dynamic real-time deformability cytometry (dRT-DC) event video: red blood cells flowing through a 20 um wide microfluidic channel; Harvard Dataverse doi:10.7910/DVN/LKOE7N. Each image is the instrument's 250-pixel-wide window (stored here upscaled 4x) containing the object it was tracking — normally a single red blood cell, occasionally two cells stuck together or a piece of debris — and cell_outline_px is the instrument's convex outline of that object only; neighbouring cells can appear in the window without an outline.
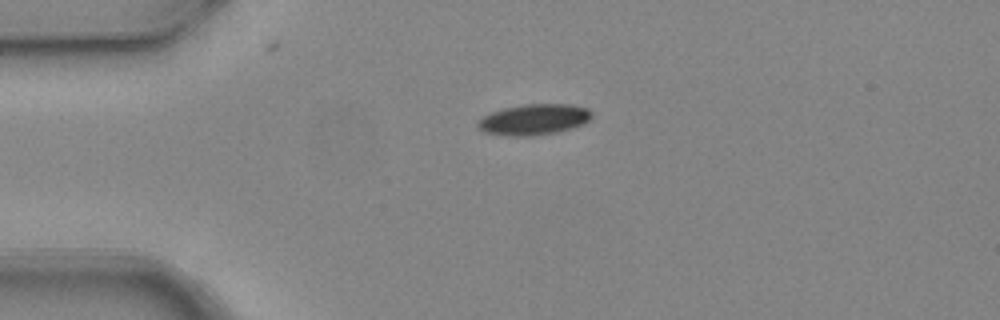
{"species": "common noctule bat (a hibernating species)", "species_latin": "Nyctalus noctula", "temperature_condition": "warm", "stored_images_in_passage": 1, "camera_frame_rate_fps": 3000, "um_per_image_px": 0.085, "animal": {"sex": "female", "body_mass_g": 24.6, "forearm_length_mm": 56.2}, "frame": {"image": 1, "passage_image": 1, "time_ms": 0.0, "image_size_px": [1000, 320], "cell_outline_px": [[592, 116], [584, 124], [572, 128], [556, 132], [532, 136], [508, 136], [484, 132], [476, 128], [476, 120], [492, 112], [504, 108], [524, 104], [572, 104], [588, 108], [592, 112]], "centroid_in_image_um": [45.36, 10.16], "position_along_channel_um": 39.6, "area_um2": 20.69}}